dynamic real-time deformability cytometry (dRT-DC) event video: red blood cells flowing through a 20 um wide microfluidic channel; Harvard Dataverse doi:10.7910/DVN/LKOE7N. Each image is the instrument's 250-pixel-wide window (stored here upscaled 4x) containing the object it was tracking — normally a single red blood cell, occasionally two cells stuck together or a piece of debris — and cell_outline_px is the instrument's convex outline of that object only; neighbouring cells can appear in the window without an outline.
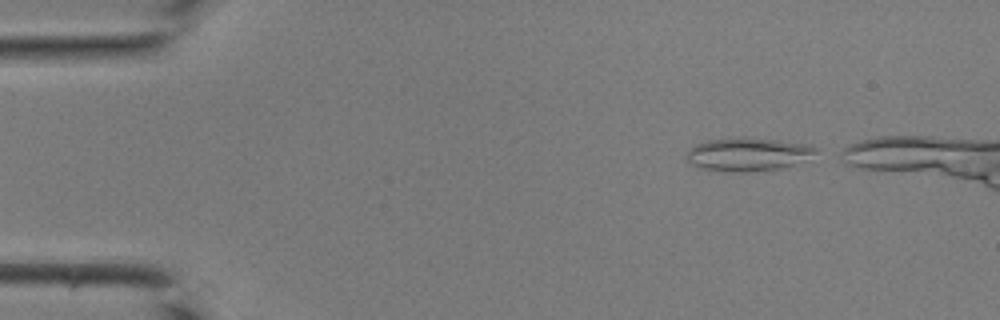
{"species": "common noctule bat (a hibernating species)", "species_latin": "Nyctalus noctula", "temperature_condition": "room temperature", "stored_images_in_passage": 33, "camera_frame_rate_fps": 3000, "um_per_image_px": 0.085, "animal": {"sex": "male", "body_mass_g": 19.0, "forearm_length_mm": 50.8}, "frame": {"image": 1, "passage_image": 1, "time_ms": 0.0, "image_size_px": [1000, 320], "cell_outline_px": [[820, 148], [816, 152], [788, 168], [748, 172], [724, 172], [700, 168], [692, 164], [684, 156], [688, 148], [696, 144], [708, 140], [740, 136], [748, 136], [812, 144]], "centroid_in_image_um": [63.57, 13.1], "position_along_channel_um": 21.4, "area_um2": 25.89}}
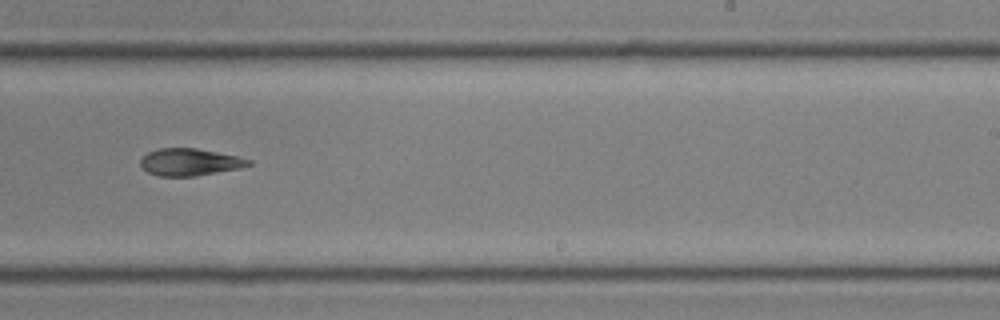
{"frame": {"image": 2, "passage_image": 22, "time_ms": 7.0, "image_size_px": [1000, 320], "cell_outline_px": [[252, 164], [240, 168], [196, 176], [160, 176], [148, 172], [140, 164], [140, 160], [148, 152], [160, 148], [196, 148], [240, 156], [252, 160]], "centroid_in_image_um": [16.17, 13.77], "position_along_channel_um": 272.8, "area_um2": 17.11}}
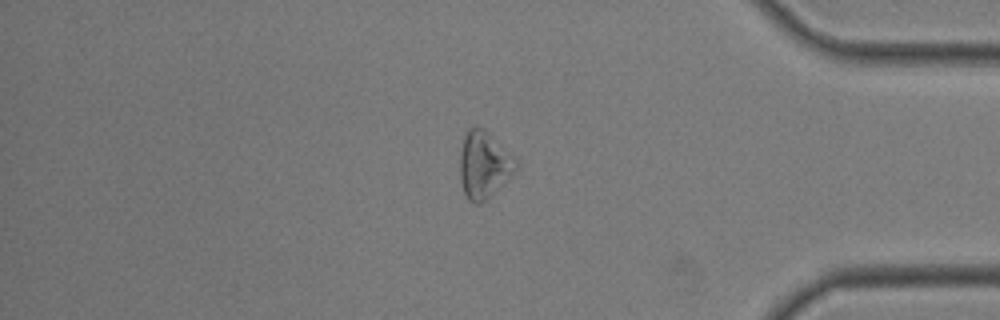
{"frame": {"image": 3, "passage_image": 31, "time_ms": 10.0, "image_size_px": [1000, 320], "cell_outline_px": [[516, 168], [508, 180], [488, 200], [480, 204], [472, 204], [468, 200], [464, 192], [460, 180], [460, 152], [464, 136], [468, 128], [476, 124], [484, 128], [516, 160]], "centroid_in_image_um": [41.1, 14.04], "position_along_channel_um": 394.1, "area_um2": 22.02}}